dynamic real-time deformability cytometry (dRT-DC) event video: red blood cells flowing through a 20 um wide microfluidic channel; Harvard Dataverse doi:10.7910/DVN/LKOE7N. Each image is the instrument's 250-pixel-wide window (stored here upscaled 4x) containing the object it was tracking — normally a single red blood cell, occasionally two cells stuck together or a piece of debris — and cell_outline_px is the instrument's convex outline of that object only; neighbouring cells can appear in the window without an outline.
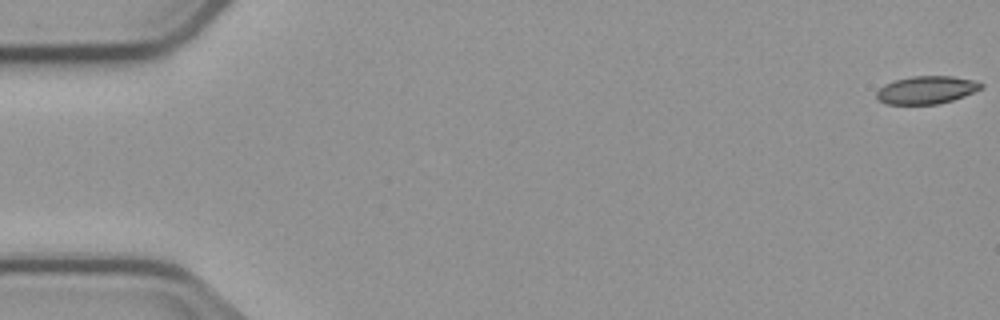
{"species": "common noctule bat (a hibernating species)", "species_latin": "Nyctalus noctula", "temperature_condition": "cold", "stored_images_in_passage": 8, "camera_frame_rate_fps": 3000, "um_per_image_px": 0.085, "animal": {"sex": "male", "body_mass_g": 23.1, "forearm_length_mm": 52.7}, "frame": {"image": 1, "passage_image": 1, "time_ms": 0.0, "image_size_px": [1000, 320], "cell_outline_px": [[984, 88], [964, 96], [952, 100], [936, 104], [884, 104], [876, 100], [876, 92], [884, 84], [896, 80], [912, 76], [952, 76], [972, 80], [984, 84]], "centroid_in_image_um": [78.73, 7.65], "position_along_channel_um": 6.3, "area_um2": 16.99}}
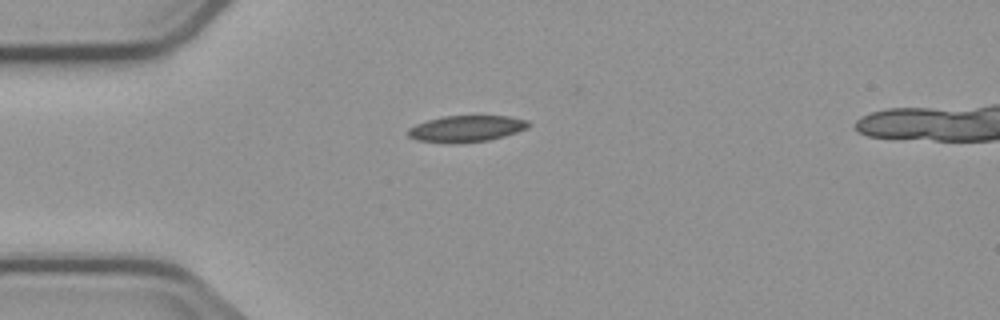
{"frame": {"image": 2, "passage_image": 5, "time_ms": 4.667, "image_size_px": [1000, 320], "cell_outline_px": [[532, 124], [528, 128], [504, 136], [488, 140], [452, 144], [448, 144], [416, 140], [408, 136], [408, 128], [416, 124], [428, 120], [444, 116], [508, 116], [528, 120]], "centroid_in_image_um": [39.64, 10.94], "position_along_channel_um": 45.4, "area_um2": 18.67}}
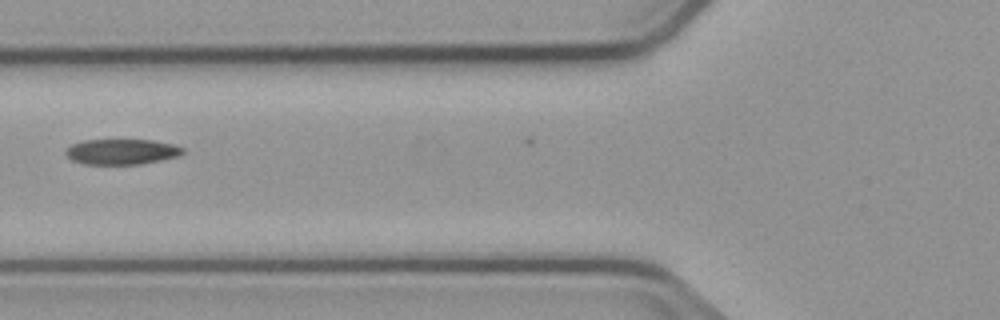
{"frame": {"image": 3, "passage_image": 7, "time_ms": 7.0, "image_size_px": [1000, 320], "cell_outline_px": [[184, 152], [180, 156], [140, 164], [84, 164], [72, 160], [64, 152], [72, 144], [84, 140], [156, 140], [172, 144], [184, 148]], "centroid_in_image_um": [10.37, 12.89], "position_along_channel_um": 115.4, "area_um2": 17.34}}